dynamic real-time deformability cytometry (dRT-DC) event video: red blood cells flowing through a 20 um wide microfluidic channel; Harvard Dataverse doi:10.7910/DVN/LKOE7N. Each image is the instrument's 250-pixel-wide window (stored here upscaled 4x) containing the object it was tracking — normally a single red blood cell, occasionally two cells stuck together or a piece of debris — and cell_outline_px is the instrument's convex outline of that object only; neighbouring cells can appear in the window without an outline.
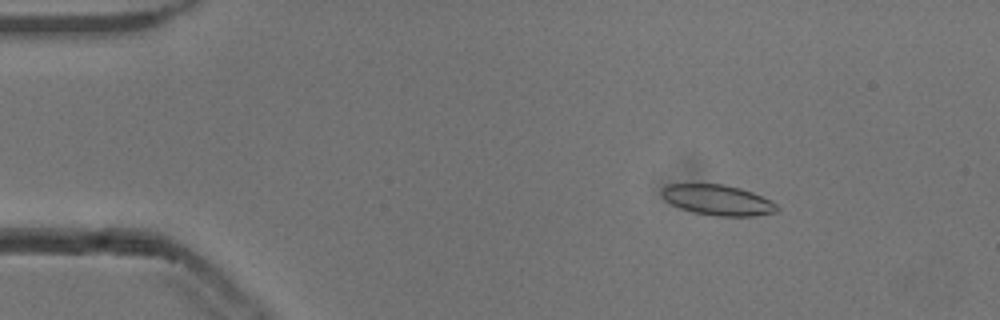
{"species": "common noctule bat (a hibernating species)", "species_latin": "Nyctalus noctula", "temperature_condition": "cold", "stored_images_in_passage": 49, "camera_frame_rate_fps": 3000, "um_per_image_px": 0.085, "animal": {"sex": "male", "body_mass_g": 13.3}, "frame": {"image": 1, "passage_image": 3, "time_ms": 0.667, "image_size_px": [1000, 320], "cell_outline_px": [[780, 208], [776, 212], [752, 216], [716, 216], [692, 212], [680, 208], [664, 200], [660, 192], [668, 184], [724, 184], [740, 188], [752, 192], [776, 204]], "centroid_in_image_um": [60.98, 17.0], "position_along_channel_um": 24.0, "area_um2": 20.35}}
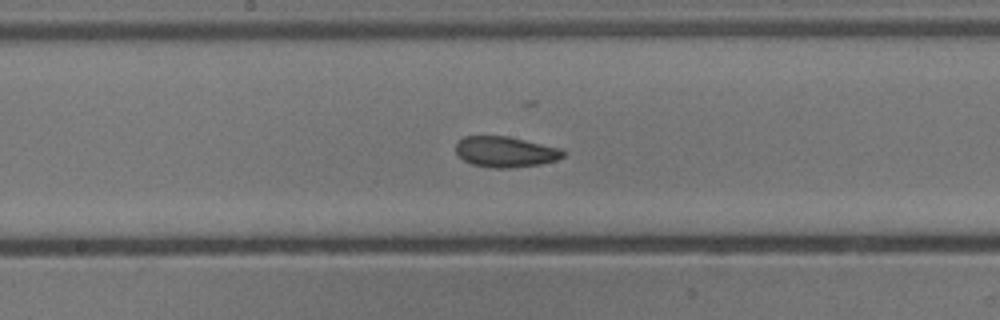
{"frame": {"image": 2, "passage_image": 23, "time_ms": 7.333, "image_size_px": [1000, 320], "cell_outline_px": [[564, 156], [556, 160], [540, 164], [512, 168], [492, 168], [472, 164], [464, 160], [456, 152], [456, 144], [464, 136], [508, 136], [564, 148]], "centroid_in_image_um": [43.0, 12.9], "position_along_channel_um": 205.2, "area_um2": 19.31}}
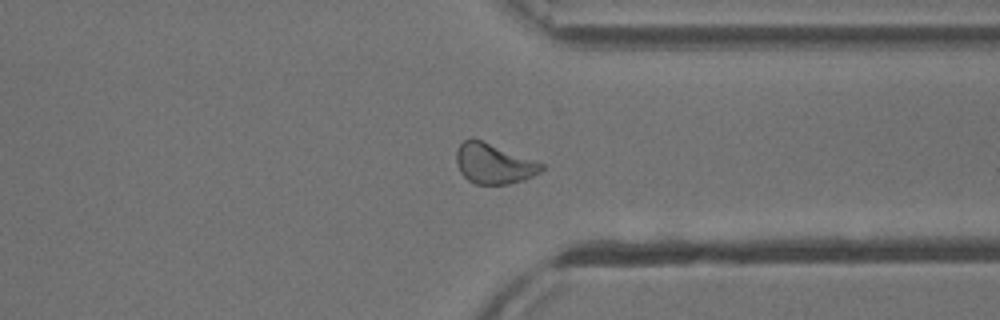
{"frame": {"image": 3, "passage_image": 36, "time_ms": 11.667, "image_size_px": [1000, 320], "cell_outline_px": [[544, 168], [540, 172], [524, 180], [508, 184], [476, 184], [468, 180], [460, 172], [456, 160], [456, 148], [464, 140], [472, 136], [544, 164]], "centroid_in_image_um": [41.94, 13.89], "position_along_channel_um": 369.5, "area_um2": 20.0}, "authors_computed_cell_mechanics": {"area_um2": 19.8832, "velocity_mm_per_s": 3.8227, "shape_relaxation_time_tau1_ms": 6.5793, "shape_relaxation_time_tau2_ms": 2.5623, "deformation_change_tau1": 0.1507, "deformation_change_tau2": 0.0688}}